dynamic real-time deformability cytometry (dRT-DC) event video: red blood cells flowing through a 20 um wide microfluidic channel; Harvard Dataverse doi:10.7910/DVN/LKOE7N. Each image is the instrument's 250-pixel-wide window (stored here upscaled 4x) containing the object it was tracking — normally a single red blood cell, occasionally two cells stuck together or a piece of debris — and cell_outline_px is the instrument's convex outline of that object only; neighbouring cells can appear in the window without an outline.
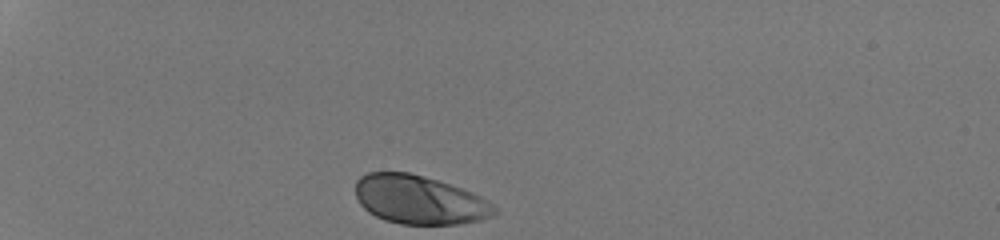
{"species": "human", "species_latin": "Homo sapiens", "temperature_condition": "room temperature", "stored_images_in_passage": 30, "camera_frame_rate_fps": 3000, "um_per_image_px": 0.085, "donor": {"sex": "male"}, "frame": {"image": 1, "passage_image": 1, "time_ms": 0.0, "image_size_px": [1000, 240], "cell_outline_px": [[500, 212], [492, 216], [480, 220], [460, 224], [400, 224], [384, 220], [368, 212], [360, 204], [356, 196], [356, 180], [360, 176], [368, 172], [408, 172], [424, 176], [472, 192], [488, 200], [500, 208]], "centroid_in_image_um": [35.67, 16.99], "position_along_channel_um": 49.3, "area_um2": 39.71}}
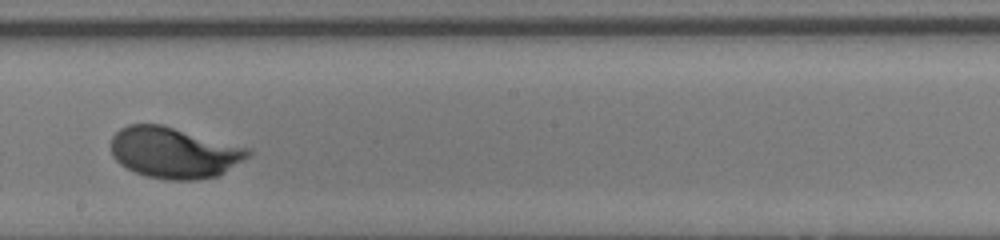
{"frame": {"image": 2, "passage_image": 18, "time_ms": 5.667, "image_size_px": [1000, 240], "cell_outline_px": [[252, 152], [248, 156], [220, 176], [196, 180], [168, 180], [148, 176], [136, 172], [120, 164], [112, 156], [112, 136], [120, 128], [128, 124], [160, 124], [252, 148]], "centroid_in_image_um": [14.82, 12.97], "position_along_channel_um": 233.4, "area_um2": 40.81}}
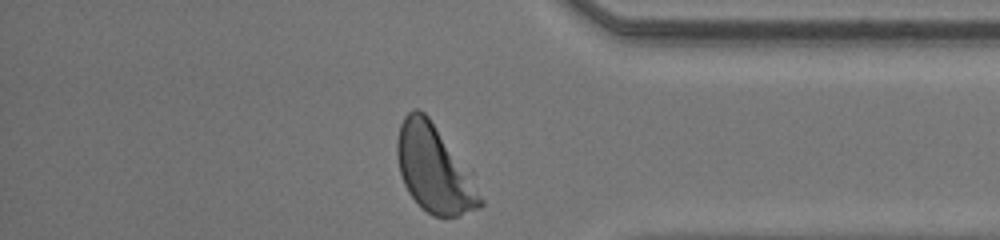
{"frame": {"image": 3, "passage_image": 30, "time_ms": 9.667, "image_size_px": [1000, 240], "cell_outline_px": [[484, 204], [480, 208], [456, 216], [432, 216], [420, 208], [408, 192], [404, 184], [400, 172], [396, 152], [396, 140], [400, 124], [404, 116], [408, 112], [416, 108], [424, 112], [428, 116], [484, 200]], "centroid_in_image_um": [36.81, 14.4], "position_along_channel_um": 398.4, "area_um2": 40.63}, "authors_computed_cell_mechanics": {"area_um2": 40.1999, "velocity_mm_per_s": 4.2891, "shape_relaxation_time_tau1_ms": 2.3863, "shape_relaxation_time_tau2_ms": null, "deformation_change_tau1": 0.155, "deformation_change_tau2": null}}